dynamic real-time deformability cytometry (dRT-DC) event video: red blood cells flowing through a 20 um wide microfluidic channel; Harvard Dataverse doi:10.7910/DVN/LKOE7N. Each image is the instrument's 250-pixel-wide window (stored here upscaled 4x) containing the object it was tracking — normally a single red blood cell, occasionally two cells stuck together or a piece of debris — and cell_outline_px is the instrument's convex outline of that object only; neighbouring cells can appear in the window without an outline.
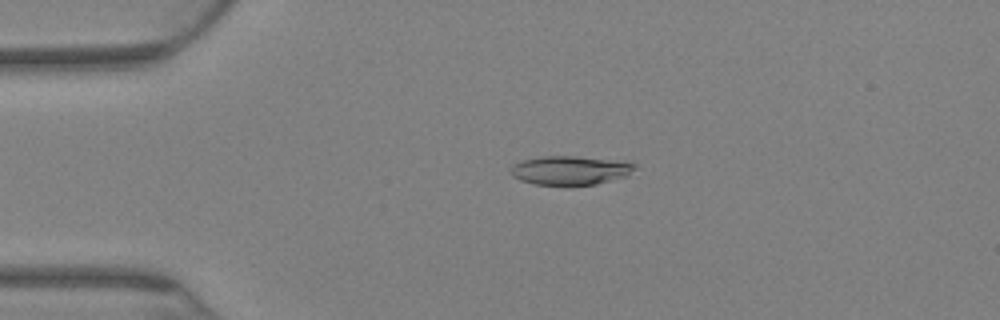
{"species": "Egyptian fruit bat (a non-hibernating species)", "species_latin": "Rousettus aegyptiacus", "temperature_condition": "warm", "stored_images_in_passage": 59, "camera_frame_rate_fps": 3000, "um_per_image_px": 0.085, "animal": {"sex": "female"}, "frame": {"image": 1, "passage_image": 1, "time_ms": 0.0, "image_size_px": [1000, 320], "cell_outline_px": [[636, 168], [628, 176], [596, 184], [572, 188], [564, 188], [536, 184], [520, 180], [512, 176], [508, 172], [512, 164], [524, 160], [544, 156], [576, 156], [636, 160]], "centroid_in_image_um": [48.56, 14.5], "position_along_channel_um": 36.4, "area_um2": 22.37}}
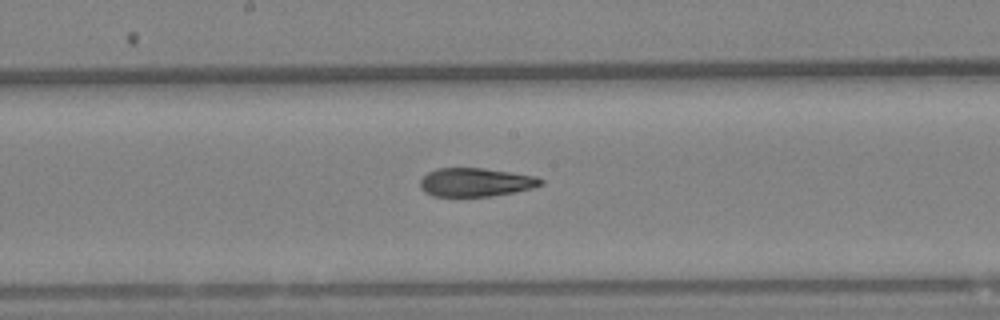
{"frame": {"image": 2, "passage_image": 24, "time_ms": 7.667, "image_size_px": [1000, 320], "cell_outline_px": [[544, 184], [532, 188], [516, 192], [492, 196], [432, 196], [424, 192], [420, 188], [420, 180], [428, 172], [436, 168], [484, 168], [536, 176], [544, 180]], "centroid_in_image_um": [40.44, 15.49], "position_along_channel_um": 207.8, "area_um2": 20.23}}
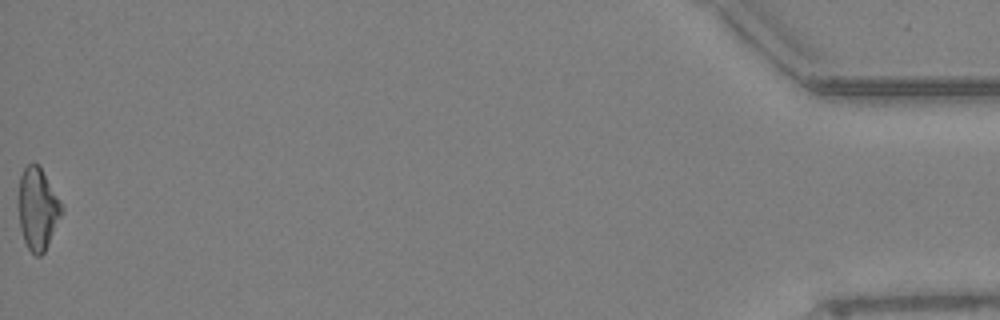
{"frame": {"image": 3, "passage_image": 59, "time_ms": 19.333, "image_size_px": [1000, 320], "cell_outline_px": [[64, 212], [44, 252], [40, 256], [36, 256], [28, 248], [24, 240], [20, 228], [16, 204], [20, 176], [24, 168], [28, 164], [40, 164], [60, 200], [64, 208]], "centroid_in_image_um": [3.19, 17.72], "position_along_channel_um": 432.0, "area_um2": 21.21}, "authors_computed_cell_mechanics": {"area_um2": 20.9236, "velocity_mm_per_s": 2.7592, "shape_relaxation_time_tau1_ms": null, "shape_relaxation_time_tau2_ms": 3.4178, "deformation_change_tau1": null, "deformation_change_tau2": 0.1095}}